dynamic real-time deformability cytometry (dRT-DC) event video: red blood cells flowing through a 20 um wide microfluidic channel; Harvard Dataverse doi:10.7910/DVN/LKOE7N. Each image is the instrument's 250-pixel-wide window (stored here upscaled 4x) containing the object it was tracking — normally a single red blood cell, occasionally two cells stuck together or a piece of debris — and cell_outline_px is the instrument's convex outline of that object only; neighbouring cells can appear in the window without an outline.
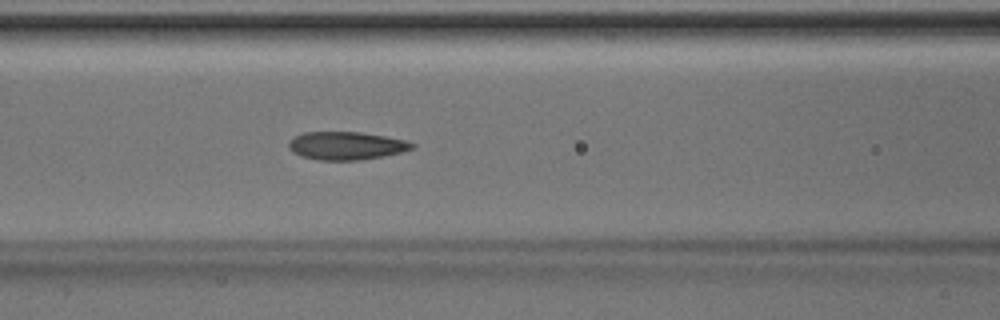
{"species": "Egyptian fruit bat (a non-hibernating species)", "species_latin": "Rousettus aegyptiacus", "temperature_condition": "room temperature", "stored_images_in_passage": 43, "camera_frame_rate_fps": 3000, "um_per_image_px": 0.085, "animal": {"sex": "male"}, "frame": {"image": 1, "passage_image": 21, "time_ms": 6.667, "image_size_px": [1000, 320], "cell_outline_px": [[416, 148], [400, 152], [360, 160], [320, 160], [300, 156], [292, 152], [288, 148], [288, 140], [304, 132], [360, 132], [384, 136], [404, 140], [416, 144]], "centroid_in_image_um": [29.4, 12.38], "position_along_channel_um": 137.2, "area_um2": 20.11}}
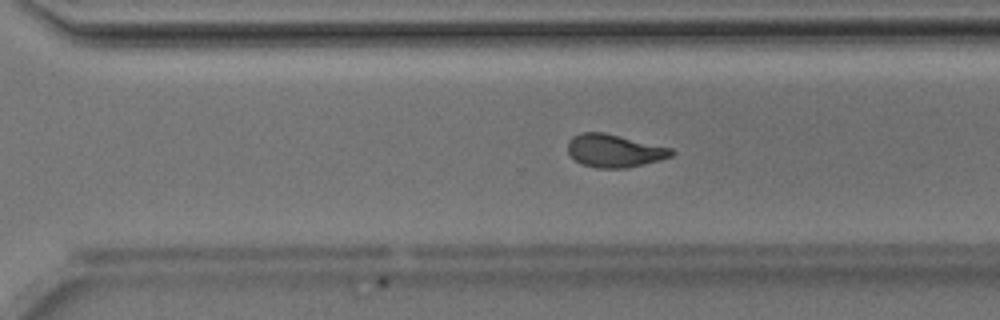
{"frame": {"image": 2, "passage_image": 34, "time_ms": 11.0, "image_size_px": [1000, 320], "cell_outline_px": [[676, 152], [672, 156], [660, 160], [628, 168], [596, 168], [580, 164], [568, 152], [568, 140], [572, 136], [580, 132], [604, 132], [672, 148]], "centroid_in_image_um": [52.22, 12.81], "position_along_channel_um": 318.4, "area_um2": 20.06}}
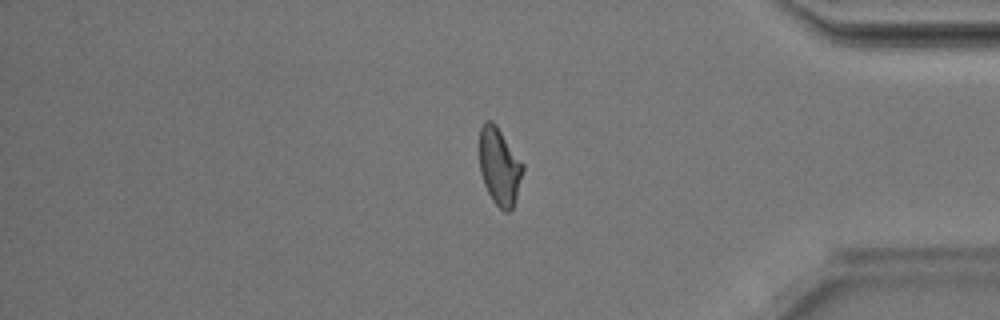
{"frame": {"image": 3, "passage_image": 41, "time_ms": 13.333, "image_size_px": [1000, 320], "cell_outline_px": [[524, 168], [516, 196], [512, 208], [508, 212], [504, 212], [492, 200], [484, 184], [480, 172], [480, 128], [484, 120], [492, 120], [496, 124], [524, 164]], "centroid_in_image_um": [42.44, 14.12], "position_along_channel_um": 392.8, "area_um2": 19.48}}